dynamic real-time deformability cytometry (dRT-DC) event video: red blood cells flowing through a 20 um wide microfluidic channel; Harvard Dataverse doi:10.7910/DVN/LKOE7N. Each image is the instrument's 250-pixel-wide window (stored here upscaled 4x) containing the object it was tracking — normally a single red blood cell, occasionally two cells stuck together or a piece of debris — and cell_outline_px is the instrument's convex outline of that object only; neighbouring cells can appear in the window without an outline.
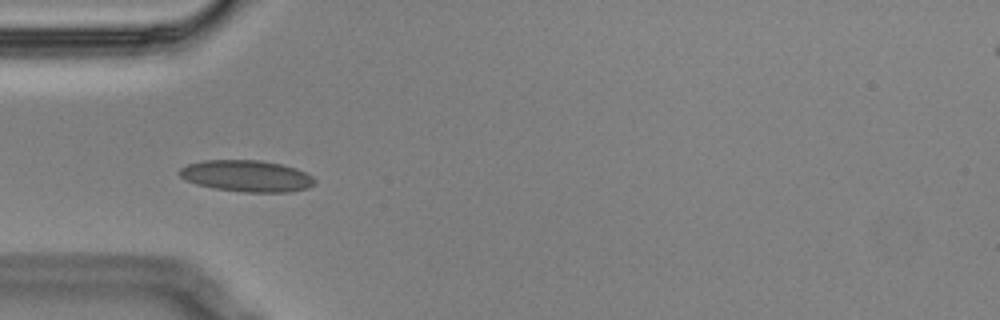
{"species": "Egyptian fruit bat (a non-hibernating species)", "species_latin": "Rousettus aegyptiacus", "temperature_condition": "cold", "stored_images_in_passage": 41, "camera_frame_rate_fps": 3000, "um_per_image_px": 0.085, "animal": {"sex": "male"}, "frame": {"image": 1, "passage_image": 1, "time_ms": 0.0, "image_size_px": [1000, 320], "cell_outline_px": [[316, 184], [308, 188], [288, 192], [244, 192], [212, 188], [196, 184], [184, 180], [176, 172], [180, 168], [188, 164], [204, 160], [260, 160], [280, 164], [296, 168], [312, 176], [316, 180]], "centroid_in_image_um": [20.95, 14.96], "position_along_channel_um": 64.1, "area_um2": 25.03}}
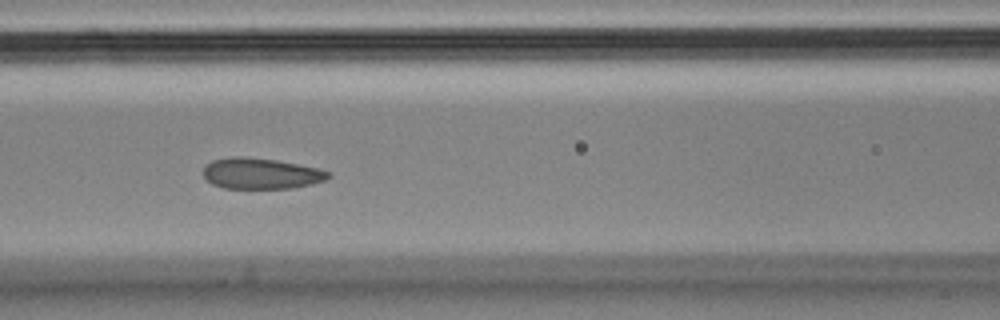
{"frame": {"image": 2, "passage_image": 8, "time_ms": 2.333, "image_size_px": [1000, 320], "cell_outline_px": [[332, 176], [324, 180], [312, 184], [292, 188], [224, 188], [212, 184], [204, 176], [204, 168], [212, 160], [232, 156], [244, 156], [276, 160], [316, 168], [328, 172]], "centroid_in_image_um": [22.16, 14.74], "position_along_channel_um": 144.4, "area_um2": 22.31}}
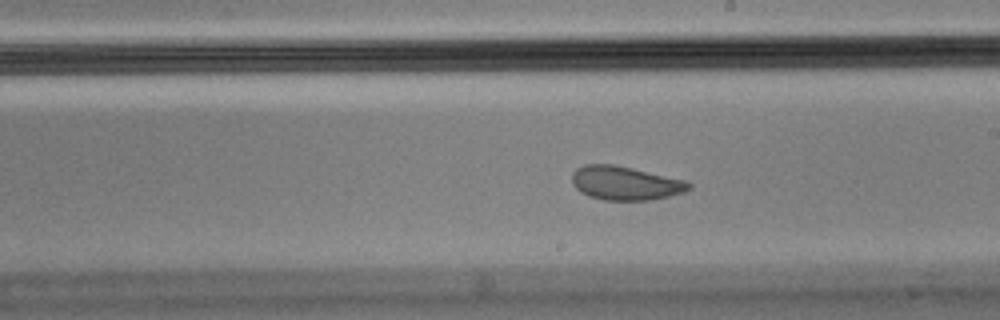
{"frame": {"image": 3, "passage_image": 16, "time_ms": 5.0, "image_size_px": [1000, 320], "cell_outline_px": [[692, 188], [684, 192], [652, 200], [604, 200], [588, 196], [580, 192], [572, 184], [572, 172], [576, 168], [584, 164], [612, 164], [632, 168], [684, 180], [692, 184]], "centroid_in_image_um": [53.12, 15.57], "position_along_channel_um": 235.9, "area_um2": 23.06}, "authors_computed_cell_mechanics": {"area_um2": 23.987, "velocity_mm_per_s": 3.4394, "shape_relaxation_time_tau1_ms": 8.9457, "shape_relaxation_time_tau2_ms": 0.9477, "deformation_change_tau1": 0.1716, "deformation_change_tau2": 0.0453}}